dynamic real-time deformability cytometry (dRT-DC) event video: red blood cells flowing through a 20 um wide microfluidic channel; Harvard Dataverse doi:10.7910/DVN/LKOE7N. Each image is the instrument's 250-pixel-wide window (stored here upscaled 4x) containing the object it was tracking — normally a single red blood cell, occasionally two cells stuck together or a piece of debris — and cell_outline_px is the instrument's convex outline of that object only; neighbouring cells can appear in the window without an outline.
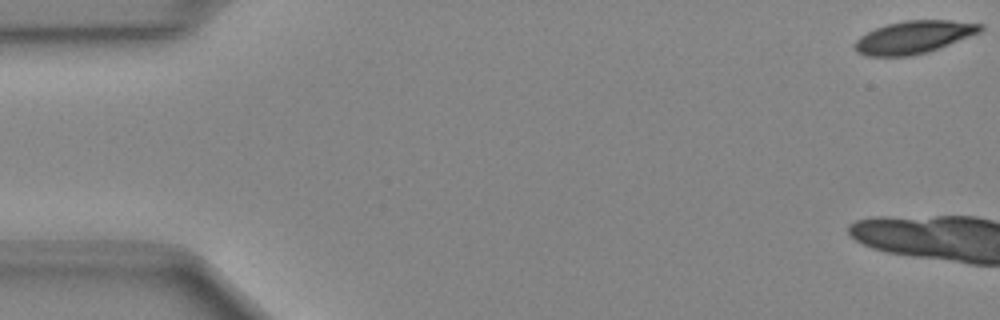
{"species": "Egyptian fruit bat (a non-hibernating species)", "species_latin": "Rousettus aegyptiacus", "temperature_condition": "cold", "stored_images_in_passage": 4, "camera_frame_rate_fps": 3000, "um_per_image_px": 0.085, "animal": {"sex": "female"}, "frame": {"image": 1, "passage_image": 1, "time_ms": 0.0, "image_size_px": [1000, 320], "cell_outline_px": [[984, 28], [980, 32], [928, 52], [912, 56], [868, 56], [856, 52], [852, 44], [860, 36], [876, 28], [888, 24], [904, 20], [948, 20], [984, 24]], "centroid_in_image_um": [77.65, 3.16], "position_along_channel_um": 7.4, "area_um2": 23.87}}